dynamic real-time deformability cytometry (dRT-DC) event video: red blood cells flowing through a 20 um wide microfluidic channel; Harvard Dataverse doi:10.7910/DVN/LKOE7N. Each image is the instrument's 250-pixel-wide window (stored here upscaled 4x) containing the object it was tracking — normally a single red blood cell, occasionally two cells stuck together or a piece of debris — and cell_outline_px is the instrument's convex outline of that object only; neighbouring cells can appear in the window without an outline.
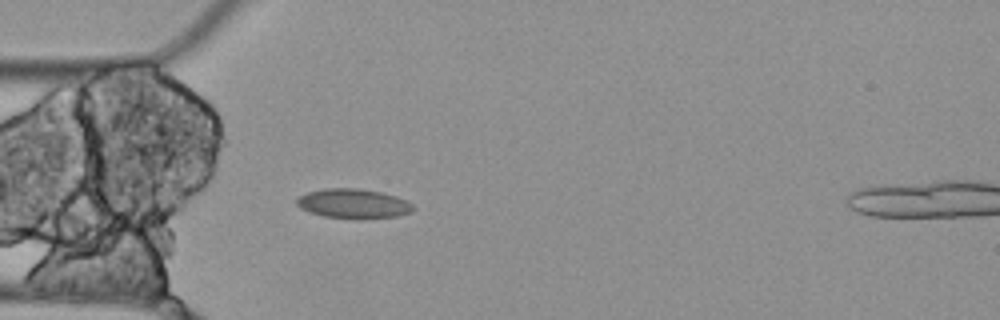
{"species": "Egyptian fruit bat (a non-hibernating species)", "species_latin": "Rousettus aegyptiacus", "temperature_condition": "cold", "stored_images_in_passage": 4, "camera_frame_rate_fps": 3000, "um_per_image_px": 0.085, "animal": {"sex": "female"}, "frame": {"image": 1, "passage_image": 4, "time_ms": 1.0, "image_size_px": [1000, 320], "cell_outline_px": [[416, 208], [412, 212], [396, 216], [360, 220], [324, 216], [308, 212], [300, 208], [296, 204], [296, 200], [300, 196], [308, 192], [324, 188], [360, 188], [380, 192], [396, 196], [412, 204]], "centroid_in_image_um": [30.03, 17.32], "position_along_channel_um": 55.0, "area_um2": 20.29}}